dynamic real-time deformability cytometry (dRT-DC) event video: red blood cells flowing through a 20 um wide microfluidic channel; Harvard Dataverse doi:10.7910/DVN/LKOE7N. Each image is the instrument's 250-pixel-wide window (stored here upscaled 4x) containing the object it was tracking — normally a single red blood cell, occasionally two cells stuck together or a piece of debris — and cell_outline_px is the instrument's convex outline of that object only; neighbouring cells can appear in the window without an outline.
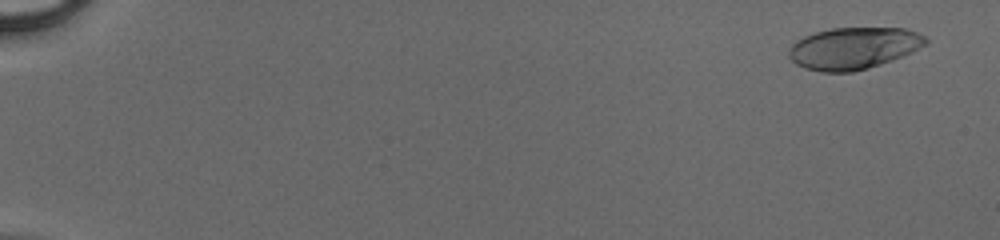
{"species": "human", "species_latin": "Homo sapiens", "temperature_condition": "cold", "stored_images_in_passage": 50, "camera_frame_rate_fps": 3000, "um_per_image_px": 0.085, "donor": {"sex": "male"}, "frame": {"image": 1, "passage_image": 3, "time_ms": 0.667, "image_size_px": [1000, 240], "cell_outline_px": [[928, 44], [912, 52], [892, 60], [868, 68], [852, 72], [820, 72], [804, 68], [796, 64], [788, 56], [788, 48], [796, 40], [804, 36], [816, 32], [832, 28], [904, 28], [916, 32], [924, 36], [928, 40]], "centroid_in_image_um": [72.53, 4.1], "position_along_channel_um": 12.5, "area_um2": 33.47}}
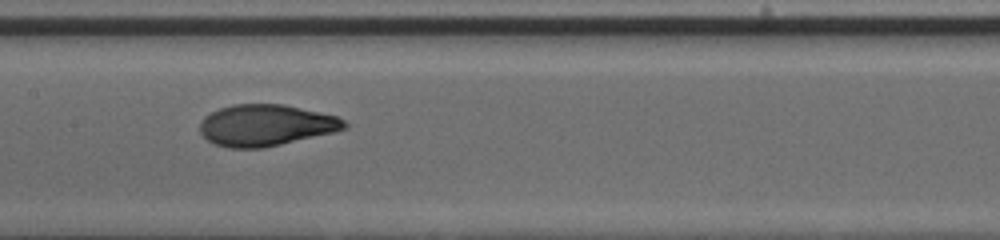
{"frame": {"image": 2, "passage_image": 28, "time_ms": 9.0, "image_size_px": [1000, 240], "cell_outline_px": [[348, 128], [336, 132], [264, 148], [228, 148], [216, 144], [208, 140], [200, 132], [200, 120], [204, 116], [220, 108], [232, 104], [284, 104], [336, 116], [344, 120], [348, 124]], "centroid_in_image_um": [22.61, 10.65], "position_along_channel_um": 184.8, "area_um2": 35.03}}
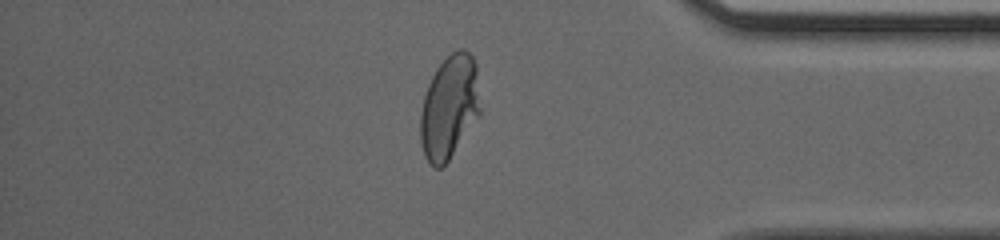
{"frame": {"image": 3, "passage_image": 44, "time_ms": 14.333, "image_size_px": [1000, 240], "cell_outline_px": [[480, 116], [448, 160], [440, 168], [432, 168], [424, 156], [420, 140], [420, 112], [424, 96], [428, 84], [436, 68], [452, 52], [460, 48], [464, 48], [472, 56], [476, 64], [480, 108]], "centroid_in_image_um": [38.18, 9.12], "position_along_channel_um": 397.0, "area_um2": 36.3}}